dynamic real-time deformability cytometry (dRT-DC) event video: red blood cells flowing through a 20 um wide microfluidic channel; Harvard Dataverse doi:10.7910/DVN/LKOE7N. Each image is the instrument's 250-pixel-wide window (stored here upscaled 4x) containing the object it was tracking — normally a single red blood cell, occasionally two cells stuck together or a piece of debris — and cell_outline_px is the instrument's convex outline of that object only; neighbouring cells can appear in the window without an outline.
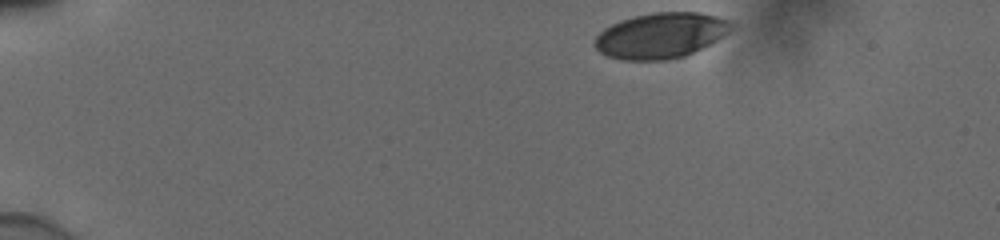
{"species": "human", "species_latin": "Homo sapiens", "temperature_condition": "cold", "stored_images_in_passage": 39, "camera_frame_rate_fps": 3000, "um_per_image_px": 0.085, "donor": {"sex": "male"}, "frame": {"image": 1, "passage_image": 1, "time_ms": 0.0, "image_size_px": [1000, 240], "cell_outline_px": [[736, 28], [716, 40], [684, 56], [668, 60], [620, 60], [608, 56], [600, 52], [592, 44], [596, 36], [604, 28], [620, 20], [652, 12], [700, 12], [716, 16], [728, 20], [736, 24]], "centroid_in_image_um": [56.17, 3.01], "position_along_channel_um": 28.8, "area_um2": 36.36}}
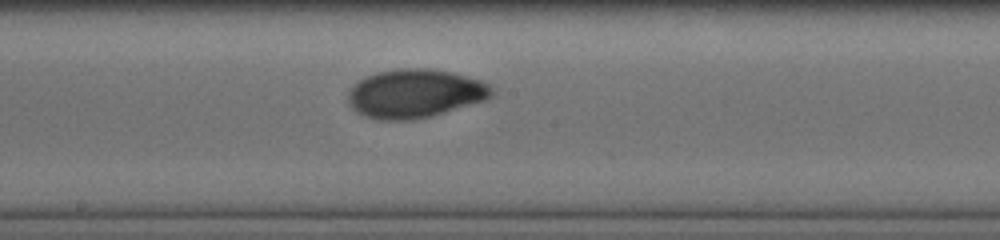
{"frame": {"image": 2, "passage_image": 23, "time_ms": 7.333, "image_size_px": [1000, 240], "cell_outline_px": [[492, 96], [488, 100], [432, 116], [412, 120], [376, 120], [364, 116], [356, 112], [348, 104], [348, 92], [360, 80], [376, 72], [400, 68], [428, 68], [452, 72], [468, 76], [480, 80], [488, 84], [492, 88]], "centroid_in_image_um": [35.29, 7.96], "position_along_channel_um": 212.9, "area_um2": 41.04}}
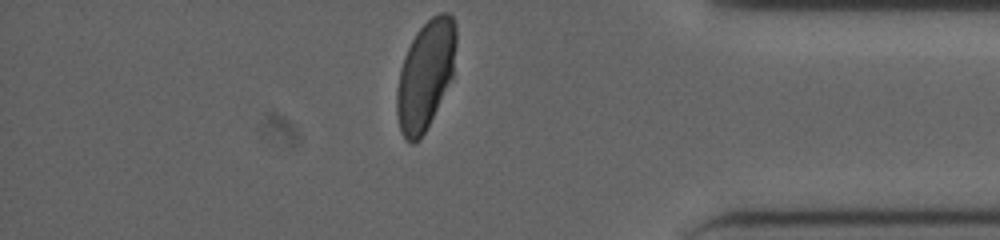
{"frame": {"image": 3, "passage_image": 39, "time_ms": 12.667, "image_size_px": [1000, 240], "cell_outline_px": [[456, 44], [452, 76], [420, 140], [412, 144], [404, 140], [400, 128], [396, 112], [396, 92], [400, 68], [404, 56], [416, 32], [432, 16], [440, 12], [448, 12], [452, 16], [456, 24]], "centroid_in_image_um": [36.15, 6.35], "position_along_channel_um": 399.1, "area_um2": 37.28}, "authors_computed_cell_mechanics": {"area_um2": 38.9572, "velocity_mm_per_s": 3.8641, "shape_relaxation_time_tau1_ms": 7.3677, "shape_relaxation_time_tau2_ms": 0.8175, "deformation_change_tau1": 0.215, "deformation_change_tau2": 0.033}}